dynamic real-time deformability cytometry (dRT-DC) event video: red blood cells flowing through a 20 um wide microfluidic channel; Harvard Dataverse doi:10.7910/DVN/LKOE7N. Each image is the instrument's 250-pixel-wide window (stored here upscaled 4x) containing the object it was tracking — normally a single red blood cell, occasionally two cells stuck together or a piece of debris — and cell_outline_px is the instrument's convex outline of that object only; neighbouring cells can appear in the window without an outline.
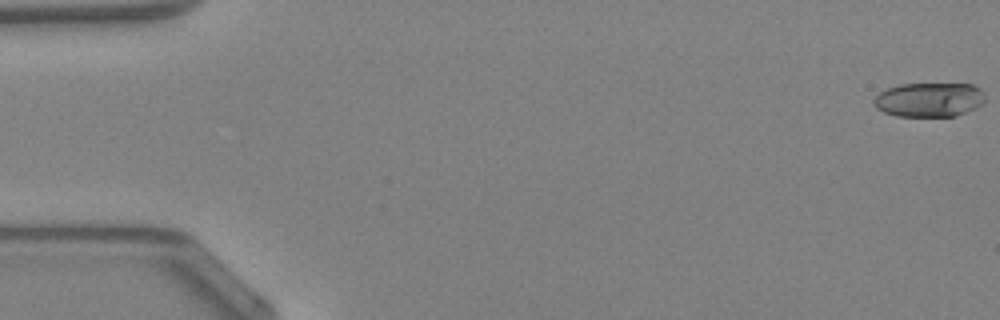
{"species": "Egyptian fruit bat (a non-hibernating species)", "species_latin": "Rousettus aegyptiacus", "temperature_condition": "warm", "stored_images_in_passage": 48, "camera_frame_rate_fps": 3000, "um_per_image_px": 0.085, "animal": {"sex": "female"}, "frame": {"image": 1, "passage_image": 1, "time_ms": 0.0, "image_size_px": [1000, 320], "cell_outline_px": [[984, 100], [976, 108], [956, 116], [896, 116], [884, 112], [876, 108], [872, 104], [872, 100], [880, 92], [888, 88], [900, 84], [972, 84], [980, 88], [984, 92]], "centroid_in_image_um": [78.96, 8.47], "position_along_channel_um": 6.0, "area_um2": 22.31}}
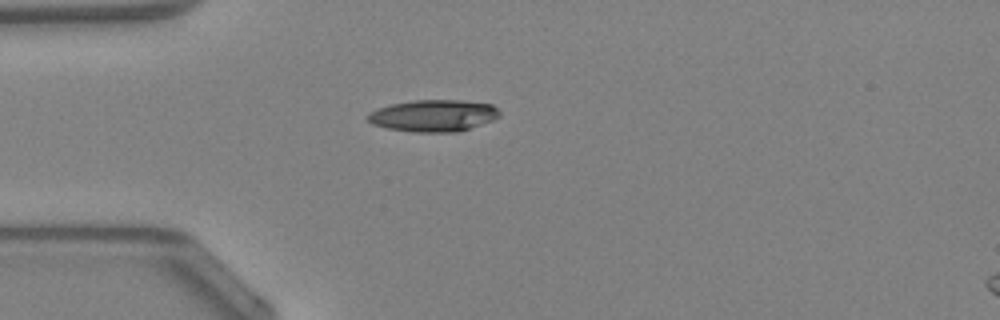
{"frame": {"image": 2, "passage_image": 14, "time_ms": 4.333, "image_size_px": [1000, 320], "cell_outline_px": [[500, 116], [492, 120], [456, 132], [412, 132], [388, 128], [372, 124], [368, 120], [368, 112], [392, 104], [416, 100], [460, 100], [492, 104], [500, 112]], "centroid_in_image_um": [36.84, 9.83], "position_along_channel_um": 48.2, "area_um2": 24.16}}
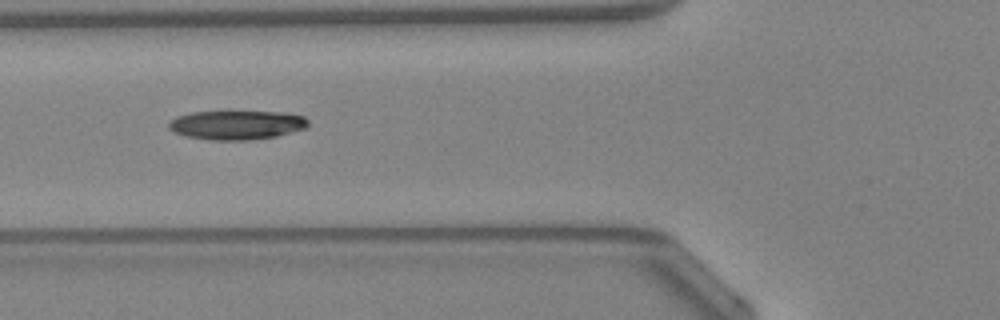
{"frame": {"image": 3, "passage_image": 19, "time_ms": 6.0, "image_size_px": [1000, 320], "cell_outline_px": [[308, 124], [304, 128], [276, 136], [248, 140], [212, 140], [188, 136], [176, 132], [168, 128], [168, 124], [176, 116], [192, 112], [280, 112], [304, 116], [308, 120]], "centroid_in_image_um": [20.11, 10.62], "position_along_channel_um": 105.7, "area_um2": 23.24}, "authors_computed_cell_mechanics": {"area_um2": 23.2356, "velocity_mm_per_s": 4.3035, "shape_relaxation_time_tau1_ms": 5.3104, "shape_relaxation_time_tau2_ms": null, "deformation_change_tau1": 0.1505, "deformation_change_tau2": null}}